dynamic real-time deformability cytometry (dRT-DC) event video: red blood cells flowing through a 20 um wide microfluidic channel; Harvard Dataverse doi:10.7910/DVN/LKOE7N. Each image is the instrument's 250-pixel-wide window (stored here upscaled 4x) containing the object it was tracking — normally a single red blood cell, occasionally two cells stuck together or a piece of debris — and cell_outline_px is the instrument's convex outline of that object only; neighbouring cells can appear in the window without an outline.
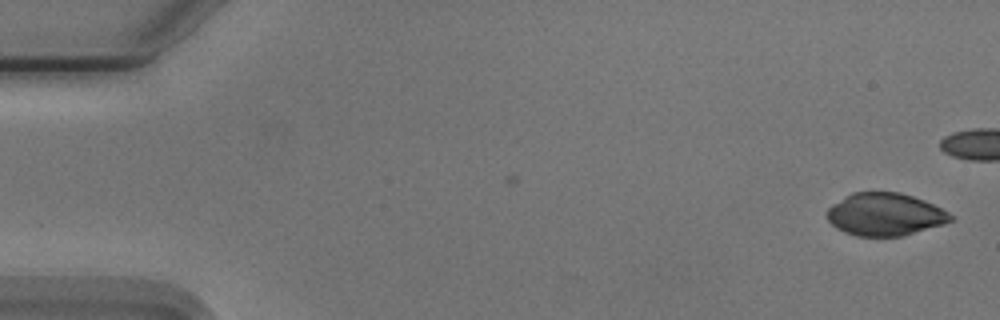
{"species": "Egyptian fruit bat (a non-hibernating species)", "species_latin": "Rousettus aegyptiacus", "temperature_condition": "cold", "stored_images_in_passage": 43, "camera_frame_rate_fps": 3000, "um_per_image_px": 0.085, "animal": {"sex": "male"}, "frame": {"image": 1, "passage_image": 1, "time_ms": 0.0, "image_size_px": [1000, 320], "cell_outline_px": [[956, 220], [944, 224], [900, 236], [856, 236], [844, 232], [836, 228], [828, 220], [828, 208], [832, 204], [852, 192], [900, 192], [924, 200], [956, 216]], "centroid_in_image_um": [75.25, 18.22], "position_along_channel_um": 9.8, "area_um2": 30.69}}